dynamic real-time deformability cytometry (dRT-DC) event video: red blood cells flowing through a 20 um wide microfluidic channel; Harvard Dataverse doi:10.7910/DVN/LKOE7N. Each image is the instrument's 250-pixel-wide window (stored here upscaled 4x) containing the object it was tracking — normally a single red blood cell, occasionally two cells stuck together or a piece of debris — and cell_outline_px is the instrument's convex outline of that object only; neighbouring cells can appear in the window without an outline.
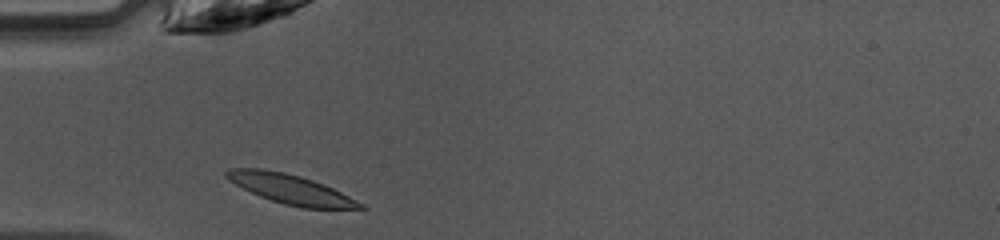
{"species": "common noctule bat (a hibernating species)", "species_latin": "Nyctalus noctula", "temperature_condition": "warm", "stored_images_in_passage": 33, "camera_frame_rate_fps": 3000, "um_per_image_px": 0.085, "animal": {"sex": "female", "body_mass_g": 10.0, "forearm_length_mm": 53.1}, "frame": {"image": 1, "passage_image": 1, "time_ms": 0.0, "image_size_px": [1000, 240], "cell_outline_px": [[368, 208], [304, 208], [284, 204], [260, 196], [228, 180], [224, 176], [224, 172], [228, 168], [260, 168], [284, 172], [300, 176], [324, 184], [364, 204]], "centroid_in_image_um": [24.67, 16.06], "position_along_channel_um": 60.3, "area_um2": 22.66}}
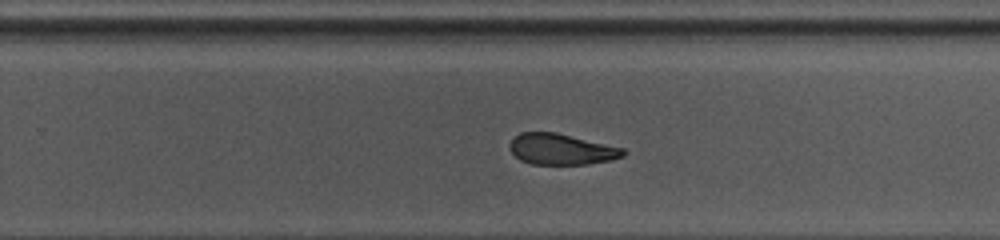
{"frame": {"image": 2, "passage_image": 17, "time_ms": 5.333, "image_size_px": [1000, 240], "cell_outline_px": [[628, 152], [624, 156], [608, 160], [588, 164], [532, 164], [520, 160], [508, 148], [508, 144], [520, 132], [556, 132], [624, 148]], "centroid_in_image_um": [47.71, 12.68], "position_along_channel_um": 282.1, "area_um2": 20.46}}
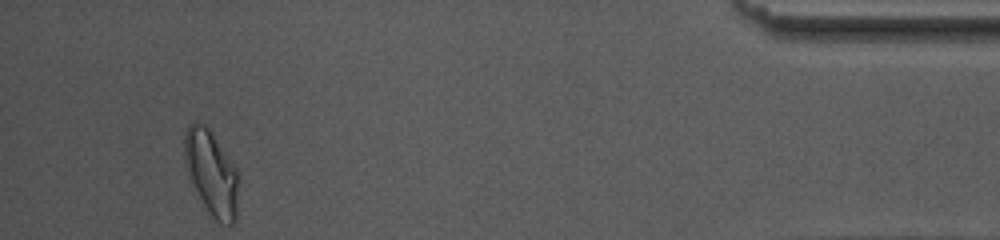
{"frame": {"image": 3, "passage_image": 31, "time_ms": 10.0, "image_size_px": [1000, 240], "cell_outline_px": [[240, 180], [236, 216], [232, 224], [220, 224], [212, 216], [192, 192], [184, 164], [184, 132], [188, 124], [196, 120], [204, 124], [212, 132], [236, 168], [240, 176]], "centroid_in_image_um": [17.94, 14.71], "position_along_channel_um": 417.3, "area_um2": 27.8}, "authors_computed_cell_mechanics": {"area_um2": 22.3686, "velocity_mm_per_s": 4.218, "shape_relaxation_time_tau1_ms": 3.7524, "shape_relaxation_time_tau2_ms": 2.2519, "deformation_change_tau1": 0.1351, "deformation_change_tau2": 0.0943}}